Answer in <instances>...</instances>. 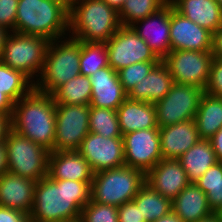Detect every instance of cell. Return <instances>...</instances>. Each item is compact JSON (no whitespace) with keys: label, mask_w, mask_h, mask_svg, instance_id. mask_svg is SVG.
I'll list each match as a JSON object with an SVG mask.
<instances>
[{"label":"cell","mask_w":222,"mask_h":222,"mask_svg":"<svg viewBox=\"0 0 222 222\" xmlns=\"http://www.w3.org/2000/svg\"><path fill=\"white\" fill-rule=\"evenodd\" d=\"M0 222H32L30 214L0 206Z\"/></svg>","instance_id":"ab89813d"},{"label":"cell","mask_w":222,"mask_h":222,"mask_svg":"<svg viewBox=\"0 0 222 222\" xmlns=\"http://www.w3.org/2000/svg\"><path fill=\"white\" fill-rule=\"evenodd\" d=\"M8 172L5 142H0V176Z\"/></svg>","instance_id":"f6af8a7d"},{"label":"cell","mask_w":222,"mask_h":222,"mask_svg":"<svg viewBox=\"0 0 222 222\" xmlns=\"http://www.w3.org/2000/svg\"><path fill=\"white\" fill-rule=\"evenodd\" d=\"M160 61L138 62L120 69L118 77L123 90L128 95L142 78L146 77L151 69Z\"/></svg>","instance_id":"e575fe53"},{"label":"cell","mask_w":222,"mask_h":222,"mask_svg":"<svg viewBox=\"0 0 222 222\" xmlns=\"http://www.w3.org/2000/svg\"><path fill=\"white\" fill-rule=\"evenodd\" d=\"M54 151H77L90 132V105L56 104Z\"/></svg>","instance_id":"8fae6325"},{"label":"cell","mask_w":222,"mask_h":222,"mask_svg":"<svg viewBox=\"0 0 222 222\" xmlns=\"http://www.w3.org/2000/svg\"><path fill=\"white\" fill-rule=\"evenodd\" d=\"M49 43L42 36L10 32L5 39L1 61L35 82L42 72Z\"/></svg>","instance_id":"52a82bcc"},{"label":"cell","mask_w":222,"mask_h":222,"mask_svg":"<svg viewBox=\"0 0 222 222\" xmlns=\"http://www.w3.org/2000/svg\"><path fill=\"white\" fill-rule=\"evenodd\" d=\"M144 183L145 174L129 166L96 172L91 183V201L119 207L132 201Z\"/></svg>","instance_id":"8992f818"},{"label":"cell","mask_w":222,"mask_h":222,"mask_svg":"<svg viewBox=\"0 0 222 222\" xmlns=\"http://www.w3.org/2000/svg\"><path fill=\"white\" fill-rule=\"evenodd\" d=\"M145 182L162 196L173 200L190 182L178 159L160 160L146 175Z\"/></svg>","instance_id":"e0dca14e"},{"label":"cell","mask_w":222,"mask_h":222,"mask_svg":"<svg viewBox=\"0 0 222 222\" xmlns=\"http://www.w3.org/2000/svg\"><path fill=\"white\" fill-rule=\"evenodd\" d=\"M213 56L222 59V31L213 33L212 51Z\"/></svg>","instance_id":"7bdbcfd3"},{"label":"cell","mask_w":222,"mask_h":222,"mask_svg":"<svg viewBox=\"0 0 222 222\" xmlns=\"http://www.w3.org/2000/svg\"><path fill=\"white\" fill-rule=\"evenodd\" d=\"M116 112L122 135L137 130L159 128L153 103L127 97Z\"/></svg>","instance_id":"603a6c76"},{"label":"cell","mask_w":222,"mask_h":222,"mask_svg":"<svg viewBox=\"0 0 222 222\" xmlns=\"http://www.w3.org/2000/svg\"><path fill=\"white\" fill-rule=\"evenodd\" d=\"M51 1H55L57 3H60V4L64 5L68 10H70L71 5L74 0H51Z\"/></svg>","instance_id":"f907efd6"},{"label":"cell","mask_w":222,"mask_h":222,"mask_svg":"<svg viewBox=\"0 0 222 222\" xmlns=\"http://www.w3.org/2000/svg\"><path fill=\"white\" fill-rule=\"evenodd\" d=\"M81 41L70 36L50 41L34 89L52 95L61 85L80 75Z\"/></svg>","instance_id":"5b68a950"},{"label":"cell","mask_w":222,"mask_h":222,"mask_svg":"<svg viewBox=\"0 0 222 222\" xmlns=\"http://www.w3.org/2000/svg\"><path fill=\"white\" fill-rule=\"evenodd\" d=\"M91 93L90 78L80 74L61 85L52 96L55 104L90 105Z\"/></svg>","instance_id":"f1b7e54d"},{"label":"cell","mask_w":222,"mask_h":222,"mask_svg":"<svg viewBox=\"0 0 222 222\" xmlns=\"http://www.w3.org/2000/svg\"><path fill=\"white\" fill-rule=\"evenodd\" d=\"M173 84V77L161 60L146 77L135 85L127 97L132 100L154 104L168 94Z\"/></svg>","instance_id":"7402d4cb"},{"label":"cell","mask_w":222,"mask_h":222,"mask_svg":"<svg viewBox=\"0 0 222 222\" xmlns=\"http://www.w3.org/2000/svg\"><path fill=\"white\" fill-rule=\"evenodd\" d=\"M178 160L190 183H195L207 169L218 162L210 141L206 139H201Z\"/></svg>","instance_id":"484cf974"},{"label":"cell","mask_w":222,"mask_h":222,"mask_svg":"<svg viewBox=\"0 0 222 222\" xmlns=\"http://www.w3.org/2000/svg\"><path fill=\"white\" fill-rule=\"evenodd\" d=\"M14 102L0 90V114L12 117Z\"/></svg>","instance_id":"60d3db41"},{"label":"cell","mask_w":222,"mask_h":222,"mask_svg":"<svg viewBox=\"0 0 222 222\" xmlns=\"http://www.w3.org/2000/svg\"><path fill=\"white\" fill-rule=\"evenodd\" d=\"M110 7H113L118 12L123 7L126 0H104Z\"/></svg>","instance_id":"c3c4849f"},{"label":"cell","mask_w":222,"mask_h":222,"mask_svg":"<svg viewBox=\"0 0 222 222\" xmlns=\"http://www.w3.org/2000/svg\"><path fill=\"white\" fill-rule=\"evenodd\" d=\"M56 104L50 94L33 89L14 103L11 129L54 151Z\"/></svg>","instance_id":"7a4b0ae2"},{"label":"cell","mask_w":222,"mask_h":222,"mask_svg":"<svg viewBox=\"0 0 222 222\" xmlns=\"http://www.w3.org/2000/svg\"><path fill=\"white\" fill-rule=\"evenodd\" d=\"M222 8V0H216Z\"/></svg>","instance_id":"db71d44e"},{"label":"cell","mask_w":222,"mask_h":222,"mask_svg":"<svg viewBox=\"0 0 222 222\" xmlns=\"http://www.w3.org/2000/svg\"><path fill=\"white\" fill-rule=\"evenodd\" d=\"M153 222H184L176 213L171 211L165 216H162L161 218L154 220Z\"/></svg>","instance_id":"bcb514c9"},{"label":"cell","mask_w":222,"mask_h":222,"mask_svg":"<svg viewBox=\"0 0 222 222\" xmlns=\"http://www.w3.org/2000/svg\"><path fill=\"white\" fill-rule=\"evenodd\" d=\"M216 214H218L222 218V204L220 207L215 211Z\"/></svg>","instance_id":"816d5d0a"},{"label":"cell","mask_w":222,"mask_h":222,"mask_svg":"<svg viewBox=\"0 0 222 222\" xmlns=\"http://www.w3.org/2000/svg\"><path fill=\"white\" fill-rule=\"evenodd\" d=\"M146 222H153L172 211V200L162 196L146 182L132 200Z\"/></svg>","instance_id":"83f0119b"},{"label":"cell","mask_w":222,"mask_h":222,"mask_svg":"<svg viewBox=\"0 0 222 222\" xmlns=\"http://www.w3.org/2000/svg\"><path fill=\"white\" fill-rule=\"evenodd\" d=\"M213 33L177 12L170 3V48L212 51Z\"/></svg>","instance_id":"9a60e30c"},{"label":"cell","mask_w":222,"mask_h":222,"mask_svg":"<svg viewBox=\"0 0 222 222\" xmlns=\"http://www.w3.org/2000/svg\"><path fill=\"white\" fill-rule=\"evenodd\" d=\"M169 0H126L119 11L122 26H131L162 8Z\"/></svg>","instance_id":"d6a6232c"},{"label":"cell","mask_w":222,"mask_h":222,"mask_svg":"<svg viewBox=\"0 0 222 222\" xmlns=\"http://www.w3.org/2000/svg\"><path fill=\"white\" fill-rule=\"evenodd\" d=\"M15 32L49 41L69 36V10L51 0H19Z\"/></svg>","instance_id":"277c9868"},{"label":"cell","mask_w":222,"mask_h":222,"mask_svg":"<svg viewBox=\"0 0 222 222\" xmlns=\"http://www.w3.org/2000/svg\"><path fill=\"white\" fill-rule=\"evenodd\" d=\"M11 129V118L0 114V142L5 141L6 136Z\"/></svg>","instance_id":"ee69618b"},{"label":"cell","mask_w":222,"mask_h":222,"mask_svg":"<svg viewBox=\"0 0 222 222\" xmlns=\"http://www.w3.org/2000/svg\"><path fill=\"white\" fill-rule=\"evenodd\" d=\"M172 7L212 33L219 29L222 8L216 0H169Z\"/></svg>","instance_id":"cb8c5ba5"},{"label":"cell","mask_w":222,"mask_h":222,"mask_svg":"<svg viewBox=\"0 0 222 222\" xmlns=\"http://www.w3.org/2000/svg\"><path fill=\"white\" fill-rule=\"evenodd\" d=\"M77 151L88 161L93 173L125 166L122 137L106 138L89 132Z\"/></svg>","instance_id":"5bb4252c"},{"label":"cell","mask_w":222,"mask_h":222,"mask_svg":"<svg viewBox=\"0 0 222 222\" xmlns=\"http://www.w3.org/2000/svg\"><path fill=\"white\" fill-rule=\"evenodd\" d=\"M9 33L10 31H8L5 27L0 26V61L2 57L5 39L7 38Z\"/></svg>","instance_id":"7dc6e473"},{"label":"cell","mask_w":222,"mask_h":222,"mask_svg":"<svg viewBox=\"0 0 222 222\" xmlns=\"http://www.w3.org/2000/svg\"><path fill=\"white\" fill-rule=\"evenodd\" d=\"M217 31H222V11H221L220 25Z\"/></svg>","instance_id":"f5cc1de1"},{"label":"cell","mask_w":222,"mask_h":222,"mask_svg":"<svg viewBox=\"0 0 222 222\" xmlns=\"http://www.w3.org/2000/svg\"><path fill=\"white\" fill-rule=\"evenodd\" d=\"M172 211L184 222H196L214 213L206 194L195 183H190L172 200Z\"/></svg>","instance_id":"d4e9b609"},{"label":"cell","mask_w":222,"mask_h":222,"mask_svg":"<svg viewBox=\"0 0 222 222\" xmlns=\"http://www.w3.org/2000/svg\"><path fill=\"white\" fill-rule=\"evenodd\" d=\"M79 222H118V207L90 200L82 208Z\"/></svg>","instance_id":"d590c367"},{"label":"cell","mask_w":222,"mask_h":222,"mask_svg":"<svg viewBox=\"0 0 222 222\" xmlns=\"http://www.w3.org/2000/svg\"><path fill=\"white\" fill-rule=\"evenodd\" d=\"M37 181L6 172L0 176V206L30 214Z\"/></svg>","instance_id":"44dd1931"},{"label":"cell","mask_w":222,"mask_h":222,"mask_svg":"<svg viewBox=\"0 0 222 222\" xmlns=\"http://www.w3.org/2000/svg\"><path fill=\"white\" fill-rule=\"evenodd\" d=\"M89 78L92 86L90 107L117 110L127 98L118 72L110 66L99 69Z\"/></svg>","instance_id":"ac0fdd59"},{"label":"cell","mask_w":222,"mask_h":222,"mask_svg":"<svg viewBox=\"0 0 222 222\" xmlns=\"http://www.w3.org/2000/svg\"><path fill=\"white\" fill-rule=\"evenodd\" d=\"M196 222H222V218L214 212L210 216Z\"/></svg>","instance_id":"681fc988"},{"label":"cell","mask_w":222,"mask_h":222,"mask_svg":"<svg viewBox=\"0 0 222 222\" xmlns=\"http://www.w3.org/2000/svg\"><path fill=\"white\" fill-rule=\"evenodd\" d=\"M213 58L211 51L174 50L162 62L167 66L174 83L190 84L205 90Z\"/></svg>","instance_id":"30bf717a"},{"label":"cell","mask_w":222,"mask_h":222,"mask_svg":"<svg viewBox=\"0 0 222 222\" xmlns=\"http://www.w3.org/2000/svg\"><path fill=\"white\" fill-rule=\"evenodd\" d=\"M121 26L104 0H74L69 10V36L82 42L106 43Z\"/></svg>","instance_id":"3957f363"},{"label":"cell","mask_w":222,"mask_h":222,"mask_svg":"<svg viewBox=\"0 0 222 222\" xmlns=\"http://www.w3.org/2000/svg\"><path fill=\"white\" fill-rule=\"evenodd\" d=\"M205 93L222 98V59L214 57L211 62L210 76Z\"/></svg>","instance_id":"8d00e7d4"},{"label":"cell","mask_w":222,"mask_h":222,"mask_svg":"<svg viewBox=\"0 0 222 222\" xmlns=\"http://www.w3.org/2000/svg\"><path fill=\"white\" fill-rule=\"evenodd\" d=\"M89 130L103 137H122L117 112L113 109L90 107Z\"/></svg>","instance_id":"1f68e13d"},{"label":"cell","mask_w":222,"mask_h":222,"mask_svg":"<svg viewBox=\"0 0 222 222\" xmlns=\"http://www.w3.org/2000/svg\"><path fill=\"white\" fill-rule=\"evenodd\" d=\"M19 0H0V26L15 32V21Z\"/></svg>","instance_id":"74e56055"},{"label":"cell","mask_w":222,"mask_h":222,"mask_svg":"<svg viewBox=\"0 0 222 222\" xmlns=\"http://www.w3.org/2000/svg\"><path fill=\"white\" fill-rule=\"evenodd\" d=\"M118 222H146L140 209L133 201L124 203L118 207Z\"/></svg>","instance_id":"f35d334b"},{"label":"cell","mask_w":222,"mask_h":222,"mask_svg":"<svg viewBox=\"0 0 222 222\" xmlns=\"http://www.w3.org/2000/svg\"><path fill=\"white\" fill-rule=\"evenodd\" d=\"M93 171L78 151H50L48 176L53 180H75L92 183Z\"/></svg>","instance_id":"ffe728a7"},{"label":"cell","mask_w":222,"mask_h":222,"mask_svg":"<svg viewBox=\"0 0 222 222\" xmlns=\"http://www.w3.org/2000/svg\"><path fill=\"white\" fill-rule=\"evenodd\" d=\"M206 194L209 206L215 212L222 204V162H217L195 182Z\"/></svg>","instance_id":"836d02e7"},{"label":"cell","mask_w":222,"mask_h":222,"mask_svg":"<svg viewBox=\"0 0 222 222\" xmlns=\"http://www.w3.org/2000/svg\"><path fill=\"white\" fill-rule=\"evenodd\" d=\"M109 66L106 43L82 42L80 50V74L87 77Z\"/></svg>","instance_id":"4dcf8cb0"},{"label":"cell","mask_w":222,"mask_h":222,"mask_svg":"<svg viewBox=\"0 0 222 222\" xmlns=\"http://www.w3.org/2000/svg\"><path fill=\"white\" fill-rule=\"evenodd\" d=\"M131 27L162 60L170 48V2Z\"/></svg>","instance_id":"2e32d148"},{"label":"cell","mask_w":222,"mask_h":222,"mask_svg":"<svg viewBox=\"0 0 222 222\" xmlns=\"http://www.w3.org/2000/svg\"><path fill=\"white\" fill-rule=\"evenodd\" d=\"M195 122L200 138L209 140L222 128V98L204 93L195 115Z\"/></svg>","instance_id":"4316f807"},{"label":"cell","mask_w":222,"mask_h":222,"mask_svg":"<svg viewBox=\"0 0 222 222\" xmlns=\"http://www.w3.org/2000/svg\"><path fill=\"white\" fill-rule=\"evenodd\" d=\"M34 89V82L23 72L0 61V90L14 103Z\"/></svg>","instance_id":"f546056e"},{"label":"cell","mask_w":222,"mask_h":222,"mask_svg":"<svg viewBox=\"0 0 222 222\" xmlns=\"http://www.w3.org/2000/svg\"><path fill=\"white\" fill-rule=\"evenodd\" d=\"M159 135L163 159H178L201 140L195 119L160 127Z\"/></svg>","instance_id":"d6986e66"},{"label":"cell","mask_w":222,"mask_h":222,"mask_svg":"<svg viewBox=\"0 0 222 222\" xmlns=\"http://www.w3.org/2000/svg\"><path fill=\"white\" fill-rule=\"evenodd\" d=\"M91 200V184L75 180L37 181L32 222H79L82 208Z\"/></svg>","instance_id":"6da1fadb"},{"label":"cell","mask_w":222,"mask_h":222,"mask_svg":"<svg viewBox=\"0 0 222 222\" xmlns=\"http://www.w3.org/2000/svg\"><path fill=\"white\" fill-rule=\"evenodd\" d=\"M125 166L145 175L162 160L159 128L132 131L122 135Z\"/></svg>","instance_id":"4fadbf2b"},{"label":"cell","mask_w":222,"mask_h":222,"mask_svg":"<svg viewBox=\"0 0 222 222\" xmlns=\"http://www.w3.org/2000/svg\"><path fill=\"white\" fill-rule=\"evenodd\" d=\"M218 162H222V128L209 139Z\"/></svg>","instance_id":"b9f144b4"},{"label":"cell","mask_w":222,"mask_h":222,"mask_svg":"<svg viewBox=\"0 0 222 222\" xmlns=\"http://www.w3.org/2000/svg\"><path fill=\"white\" fill-rule=\"evenodd\" d=\"M8 172L39 181L48 175L50 151L10 129L6 139Z\"/></svg>","instance_id":"ba28073f"},{"label":"cell","mask_w":222,"mask_h":222,"mask_svg":"<svg viewBox=\"0 0 222 222\" xmlns=\"http://www.w3.org/2000/svg\"><path fill=\"white\" fill-rule=\"evenodd\" d=\"M204 89L190 84L174 83L168 94L154 103L158 127L195 119Z\"/></svg>","instance_id":"9c48e42d"},{"label":"cell","mask_w":222,"mask_h":222,"mask_svg":"<svg viewBox=\"0 0 222 222\" xmlns=\"http://www.w3.org/2000/svg\"><path fill=\"white\" fill-rule=\"evenodd\" d=\"M106 48L109 66L115 71L138 62L161 61L131 26H121Z\"/></svg>","instance_id":"7c38bea8"}]
</instances>
